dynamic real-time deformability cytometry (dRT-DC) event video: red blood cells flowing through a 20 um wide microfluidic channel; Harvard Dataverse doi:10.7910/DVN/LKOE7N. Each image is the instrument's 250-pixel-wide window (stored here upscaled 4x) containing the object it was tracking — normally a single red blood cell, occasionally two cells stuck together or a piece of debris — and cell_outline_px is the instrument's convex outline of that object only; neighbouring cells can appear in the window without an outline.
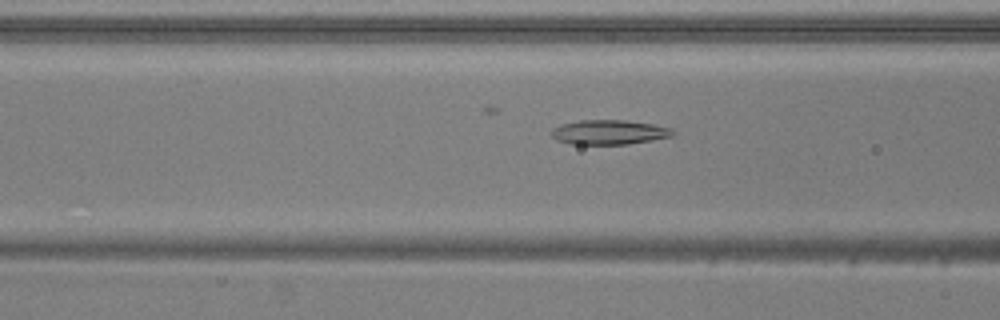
{"species": "common noctule bat (a hibernating species)", "species_latin": "Nyctalus noctula", "temperature_condition": "warm", "stored_images_in_passage": 31, "camera_frame_rate_fps": 3000, "um_per_image_px": 0.085, "animal": {"sex": "male", "body_mass_g": 20.5, "forearm_length_mm": 52.5}, "frame": {"image": 1, "passage_image": 9, "time_ms": 2.667, "image_size_px": [1000, 320], "cell_outline_px": [[676, 132], [672, 136], [652, 140], [628, 144], [572, 144], [556, 140], [548, 132], [552, 128], [560, 124], [580, 120], [624, 120], [652, 124], [672, 128]], "centroid_in_image_um": [51.74, 11.23], "position_along_channel_um": 114.9, "area_um2": 17.51}}
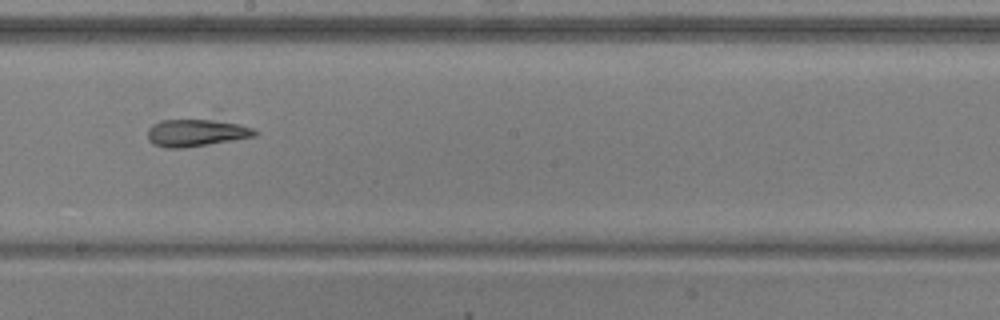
{"frame": {"image": 2, "passage_image": 18, "time_ms": 5.667, "image_size_px": [1000, 320], "cell_outline_px": [[260, 132], [256, 136], [184, 148], [164, 148], [152, 144], [148, 140], [148, 128], [152, 124], [160, 120], [220, 108]], "centroid_in_image_um": [16.9, 11.03], "position_along_channel_um": 231.3, "area_um2": 21.1}}
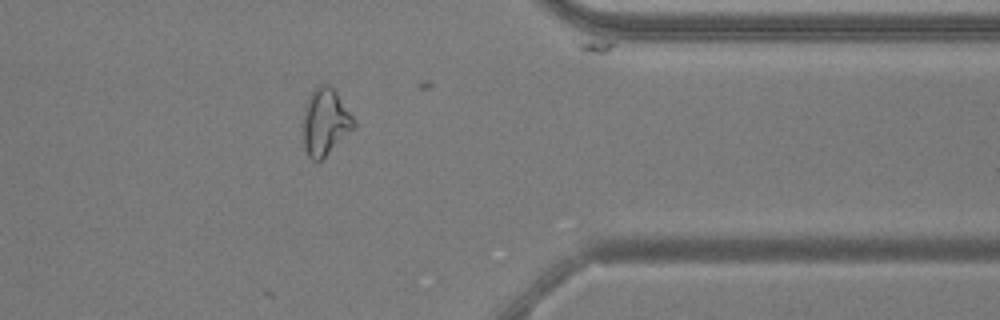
{"frame": {"image": 3, "passage_image": 31, "time_ms": 10.0, "image_size_px": [1000, 320], "cell_outline_px": [[356, 128], [320, 160], [312, 160], [308, 156], [304, 148], [304, 108], [308, 96], [320, 84], [328, 84], [336, 92], [356, 120]], "centroid_in_image_um": [27.67, 10.36], "position_along_channel_um": 383.7, "area_um2": 19.65}, "authors_computed_cell_mechanics": {"area_um2": 17.5712, "velocity_mm_per_s": 3.8791, "shape_relaxation_time_tau1_ms": 4.9651, "shape_relaxation_time_tau2_ms": null, "deformation_change_tau1": 0.1513, "deformation_change_tau2": null}}